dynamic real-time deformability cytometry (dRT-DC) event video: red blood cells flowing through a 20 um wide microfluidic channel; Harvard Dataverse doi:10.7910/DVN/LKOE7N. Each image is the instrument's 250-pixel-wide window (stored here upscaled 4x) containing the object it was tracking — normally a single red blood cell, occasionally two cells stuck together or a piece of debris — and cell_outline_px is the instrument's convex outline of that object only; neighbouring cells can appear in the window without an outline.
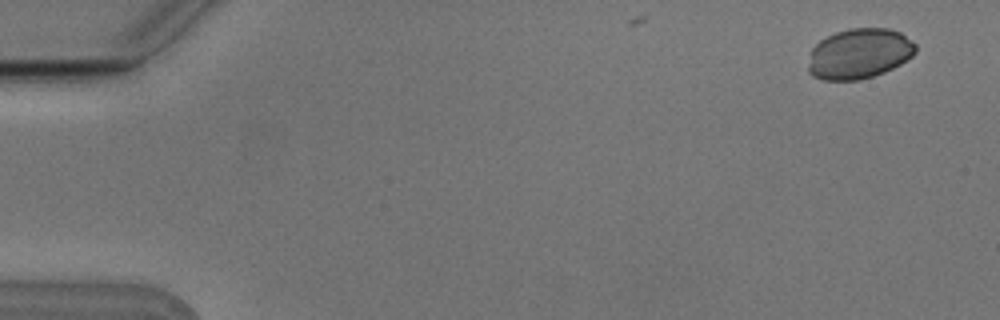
{"species": "Egyptian fruit bat (a non-hibernating species)", "species_latin": "Rousettus aegyptiacus", "temperature_condition": "cold", "stored_images_in_passage": 4, "camera_frame_rate_fps": 3000, "um_per_image_px": 0.085, "animal": {"sex": "male"}, "frame": {"image": 1, "passage_image": 1, "time_ms": 0.0, "image_size_px": [1000, 320], "cell_outline_px": [[916, 52], [912, 56], [900, 64], [884, 72], [860, 80], [824, 80], [812, 76], [808, 72], [808, 64], [812, 48], [820, 40], [836, 32], [848, 28], [888, 28], [900, 32], [916, 44]], "centroid_in_image_um": [73.02, 4.56], "position_along_channel_um": 12.0, "area_um2": 31.5}}
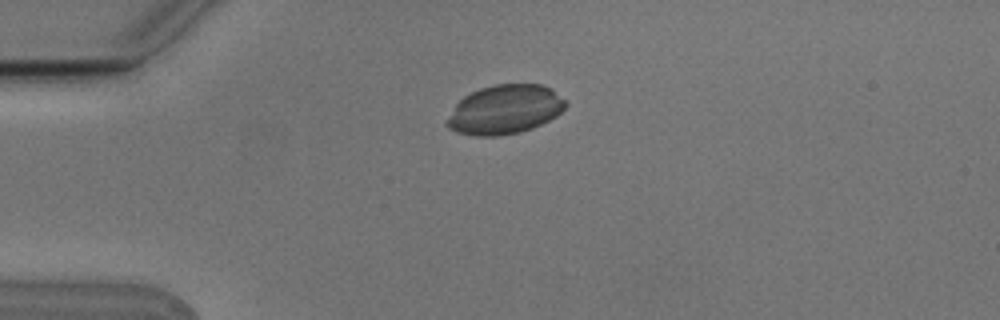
{"frame": {"image": 2, "passage_image": 4, "time_ms": 1.0, "image_size_px": [1000, 320], "cell_outline_px": [[568, 104], [556, 116], [532, 128], [520, 132], [500, 136], [476, 136], [456, 132], [448, 128], [444, 124], [456, 104], [464, 96], [480, 88], [496, 84], [544, 84], [552, 88]], "centroid_in_image_um": [42.9, 9.31], "position_along_channel_um": 42.1, "area_um2": 33.99}}